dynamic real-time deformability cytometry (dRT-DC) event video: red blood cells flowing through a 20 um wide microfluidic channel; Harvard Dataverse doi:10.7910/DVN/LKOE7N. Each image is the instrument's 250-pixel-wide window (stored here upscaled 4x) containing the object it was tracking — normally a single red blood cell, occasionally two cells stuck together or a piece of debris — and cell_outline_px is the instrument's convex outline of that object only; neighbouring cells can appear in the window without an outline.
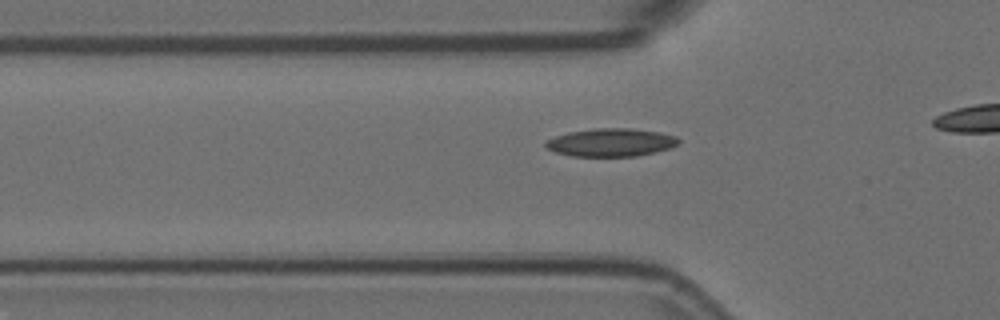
{"species": "Egyptian fruit bat (a non-hibernating species)", "species_latin": "Rousettus aegyptiacus", "temperature_condition": "room temperature", "stored_images_in_passage": 36, "camera_frame_rate_fps": 3000, "um_per_image_px": 0.085, "animal": {"sex": "female"}, "frame": {"image": 1, "passage_image": 10, "time_ms": 3.0, "image_size_px": [1000, 320], "cell_outline_px": [[680, 144], [668, 148], [636, 156], [572, 156], [556, 152], [544, 148], [544, 140], [568, 132], [596, 128], [632, 128], [660, 132], [676, 136], [680, 140]], "centroid_in_image_um": [51.9, 12.1], "position_along_channel_um": 73.9, "area_um2": 21.79}}
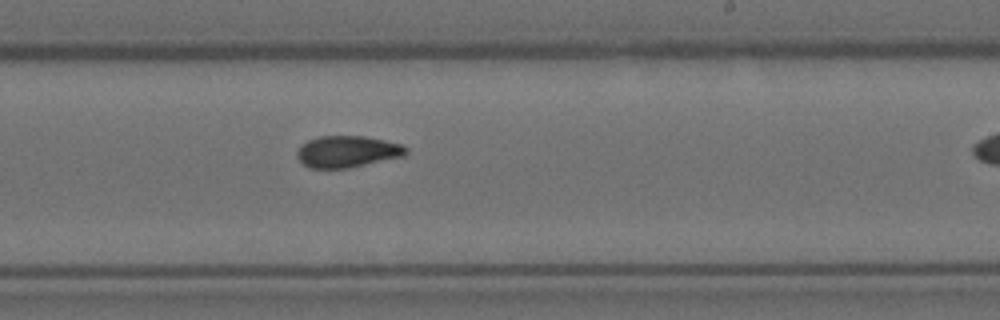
{"frame": {"image": 2, "passage_image": 25, "time_ms": 8.0, "image_size_px": [1000, 320], "cell_outline_px": [[408, 152], [404, 156], [348, 168], [312, 168], [304, 164], [296, 156], [296, 152], [300, 144], [308, 140], [320, 136], [364, 136], [384, 140], [400, 144], [408, 148]], "centroid_in_image_um": [29.51, 12.88], "position_along_channel_um": 259.5, "area_um2": 20.06}}
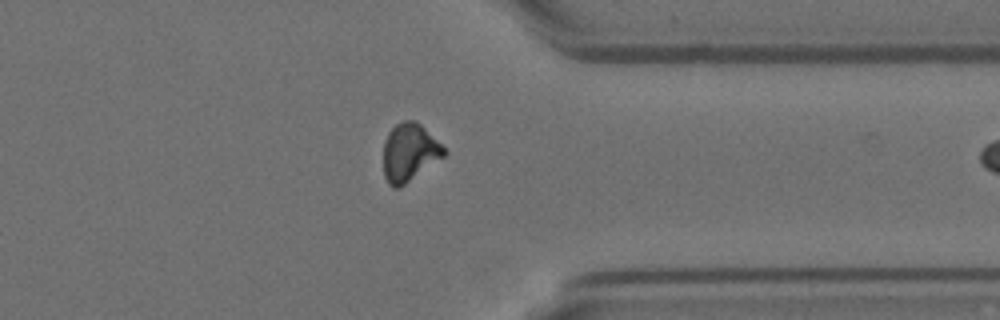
{"frame": {"image": 3, "passage_image": 35, "time_ms": 11.333, "image_size_px": [1000, 320], "cell_outline_px": [[448, 152], [444, 156], [400, 188], [392, 188], [388, 184], [384, 176], [384, 140], [388, 132], [396, 124], [404, 120], [416, 120]], "centroid_in_image_um": [34.77, 12.97], "position_along_channel_um": 376.6, "area_um2": 20.35}}